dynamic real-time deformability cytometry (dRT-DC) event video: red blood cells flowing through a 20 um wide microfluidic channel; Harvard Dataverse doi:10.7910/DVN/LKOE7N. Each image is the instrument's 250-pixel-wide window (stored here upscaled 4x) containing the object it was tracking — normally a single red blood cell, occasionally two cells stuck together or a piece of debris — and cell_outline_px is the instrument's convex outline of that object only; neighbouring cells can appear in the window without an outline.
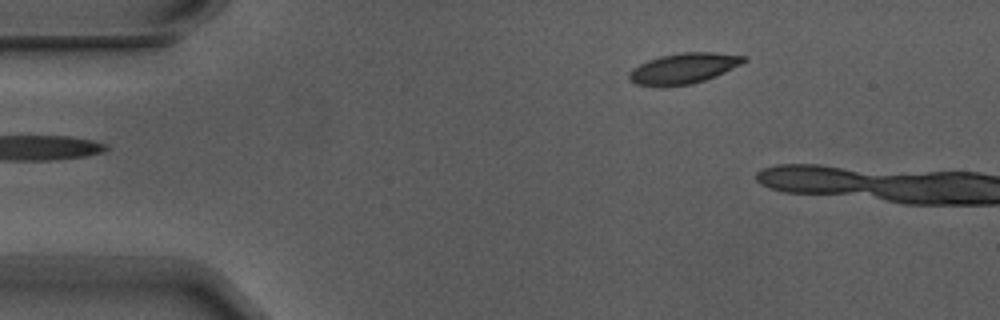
{"species": "Egyptian fruit bat (a non-hibernating species)", "species_latin": "Rousettus aegyptiacus", "temperature_condition": "warm", "stored_images_in_passage": 3, "camera_frame_rate_fps": 3000, "um_per_image_px": 0.085, "animal": {"sex": "male"}, "frame": {"image": 1, "passage_image": 3, "time_ms": 0.667, "image_size_px": [1000, 320], "cell_outline_px": [[748, 60], [716, 76], [692, 84], [660, 88], [636, 84], [628, 80], [628, 72], [632, 68], [648, 60], [660, 56], [680, 52], [716, 52], [748, 56]], "centroid_in_image_um": [58.07, 5.82], "position_along_channel_um": 26.9, "area_um2": 20.87}}